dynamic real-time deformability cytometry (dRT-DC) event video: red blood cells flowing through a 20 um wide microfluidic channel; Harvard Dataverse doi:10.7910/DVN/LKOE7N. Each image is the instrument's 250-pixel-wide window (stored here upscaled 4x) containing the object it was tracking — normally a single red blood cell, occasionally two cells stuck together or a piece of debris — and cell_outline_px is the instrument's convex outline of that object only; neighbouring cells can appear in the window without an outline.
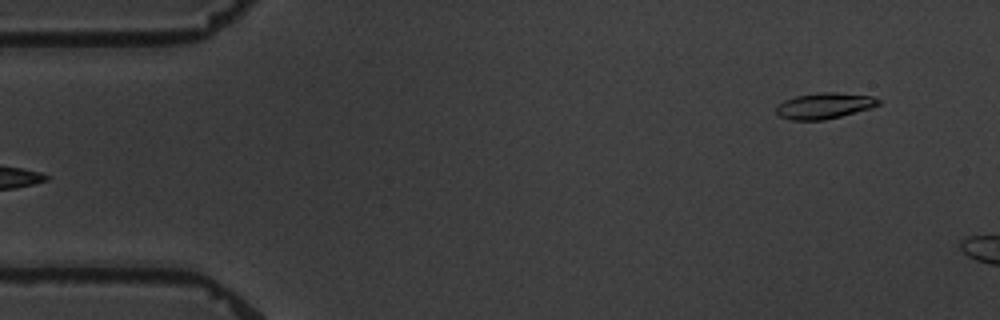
{"species": "common noctule bat (a hibernating species)", "species_latin": "Nyctalus noctula", "temperature_condition": "warm", "stored_images_in_passage": 5, "segment_of_instrument_passage": [2, 2], "camera_frame_rate_fps": 3000, "um_per_image_px": 0.085, "animal": {"sex": "male", "body_mass_g": 19.5, "forearm_length_mm": 54.6}, "frame": {"image": 1, "passage_image": 5, "time_ms": 5.667, "image_size_px": [1000, 320], "cell_outline_px": [[880, 104], [872, 108], [824, 120], [792, 120], [780, 116], [776, 112], [776, 108], [784, 100], [796, 96], [824, 92], [836, 92], [872, 96], [880, 100]], "centroid_in_image_um": [70.09, 8.99], "position_along_channel_um": 14.9, "area_um2": 15.32}}